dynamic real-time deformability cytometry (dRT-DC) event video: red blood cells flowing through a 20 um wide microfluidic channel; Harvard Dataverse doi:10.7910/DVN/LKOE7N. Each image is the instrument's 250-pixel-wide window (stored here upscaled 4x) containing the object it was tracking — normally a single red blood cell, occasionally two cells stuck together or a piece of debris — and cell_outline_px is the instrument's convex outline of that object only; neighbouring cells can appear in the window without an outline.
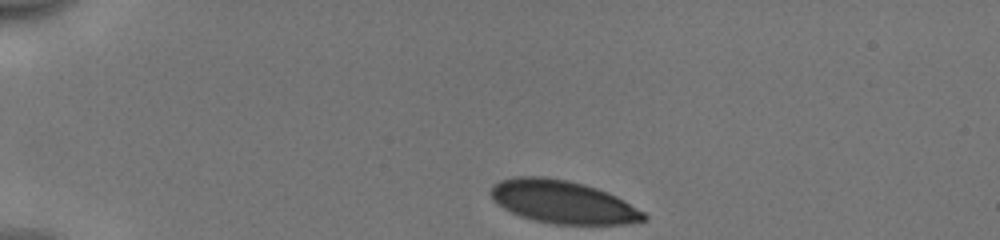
{"species": "human", "species_latin": "Homo sapiens", "temperature_condition": "cold", "stored_images_in_passage": 35, "camera_frame_rate_fps": 3000, "um_per_image_px": 0.085, "donor": {"sex": "male"}, "frame": {"image": 1, "passage_image": 1, "time_ms": 0.0, "image_size_px": [1000, 240], "cell_outline_px": [[648, 220], [624, 224], [556, 224], [532, 220], [520, 216], [496, 204], [492, 200], [488, 192], [492, 184], [500, 180], [516, 176], [544, 176], [568, 180], [584, 184], [608, 192], [624, 200], [644, 212], [648, 216]], "centroid_in_image_um": [47.8, 17.16], "position_along_channel_um": 37.2, "area_um2": 38.61}}
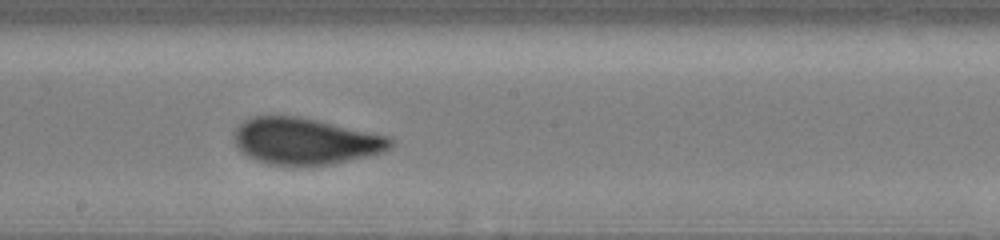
{"frame": {"image": 2, "passage_image": 20, "time_ms": 6.333, "image_size_px": [1000, 240], "cell_outline_px": [[396, 140], [384, 152], [368, 156], [328, 164], [268, 164], [256, 160], [240, 152], [236, 144], [232, 132], [244, 120], [252, 116], [296, 116], [316, 120], [392, 136]], "centroid_in_image_um": [25.95, 11.98], "position_along_channel_um": 222.2, "area_um2": 42.19}}
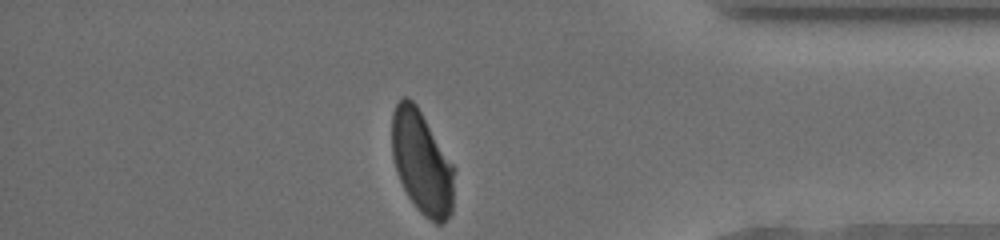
{"frame": {"image": 3, "passage_image": 35, "time_ms": 11.333, "image_size_px": [1000, 240], "cell_outline_px": [[456, 168], [452, 212], [440, 224], [436, 224], [424, 216], [416, 208], [408, 196], [396, 172], [392, 156], [392, 112], [396, 104], [404, 96], [408, 96], [416, 104]], "centroid_in_image_um": [35.87, 13.81], "position_along_channel_um": 399.3, "area_um2": 37.8}, "authors_computed_cell_mechanics": {"area_um2": 41.6738, "velocity_mm_per_s": 3.9467, "shape_relaxation_time_tau1_ms": 4.0932, "shape_relaxation_time_tau2_ms": null, "deformation_change_tau1": 0.1467, "deformation_change_tau2": null}}